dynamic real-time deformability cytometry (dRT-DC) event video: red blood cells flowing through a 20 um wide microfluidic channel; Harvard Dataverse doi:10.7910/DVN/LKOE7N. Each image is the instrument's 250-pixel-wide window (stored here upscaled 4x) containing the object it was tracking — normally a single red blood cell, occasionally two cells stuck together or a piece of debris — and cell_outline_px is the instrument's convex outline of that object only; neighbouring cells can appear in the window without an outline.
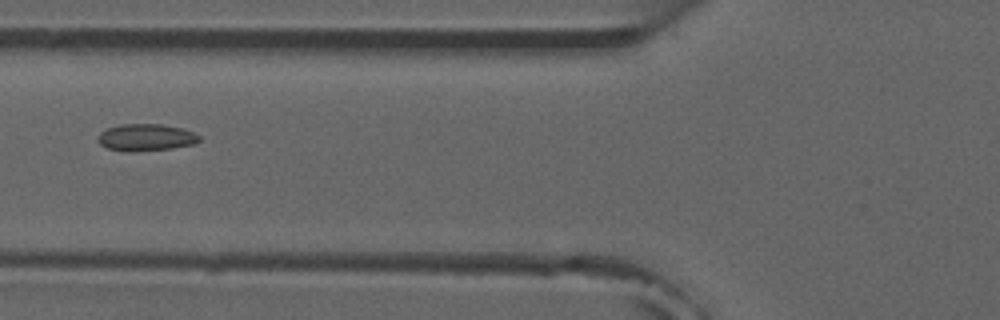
{"species": "common noctule bat (a hibernating species)", "species_latin": "Nyctalus noctula", "temperature_condition": "room temperature", "stored_images_in_passage": 4, "camera_frame_rate_fps": 3000, "um_per_image_px": 0.085, "animal": {"sex": "male", "forearm_length_mm": 52.5}, "frame": {"image": 1, "passage_image": 3, "time_ms": 2.333, "image_size_px": [1000, 320], "cell_outline_px": [[200, 140], [192, 144], [172, 148], [128, 152], [108, 148], [100, 144], [96, 140], [96, 136], [100, 132], [108, 128], [120, 124], [160, 124], [180, 128], [192, 132], [200, 136]], "centroid_in_image_um": [12.34, 11.68], "position_along_channel_um": 113.5, "area_um2": 15.84}}
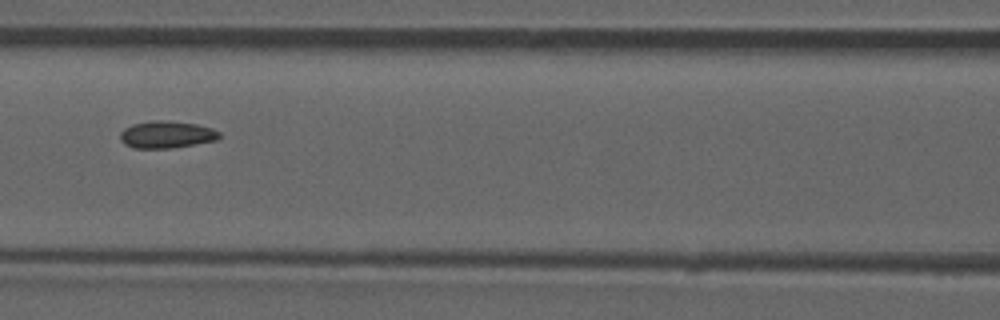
{"frame": {"image": 2, "passage_image": 4, "time_ms": 3.333, "image_size_px": [1000, 320], "cell_outline_px": [[220, 136], [216, 140], [172, 148], [132, 148], [124, 144], [120, 140], [120, 132], [124, 128], [132, 124], [152, 120], [164, 120], [196, 124], [212, 128], [220, 132]], "centroid_in_image_um": [14.12, 11.43], "position_along_channel_um": 152.5, "area_um2": 15.72}}